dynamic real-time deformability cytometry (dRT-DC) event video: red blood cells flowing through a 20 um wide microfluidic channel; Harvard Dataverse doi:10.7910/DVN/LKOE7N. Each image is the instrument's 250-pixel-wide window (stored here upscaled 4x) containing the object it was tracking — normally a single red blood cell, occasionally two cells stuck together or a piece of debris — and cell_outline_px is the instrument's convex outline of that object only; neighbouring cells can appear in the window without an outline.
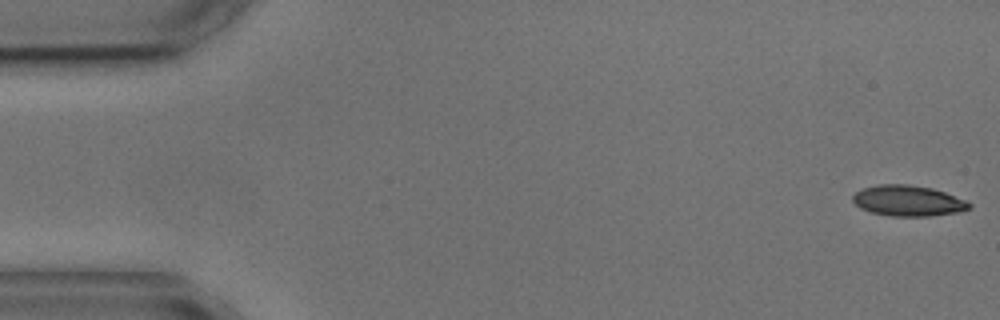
{"species": "common noctule bat (a hibernating species)", "species_latin": "Nyctalus noctula", "temperature_condition": "cold", "stored_images_in_passage": 4, "camera_frame_rate_fps": 3000, "um_per_image_px": 0.085, "animal": {"sex": "male", "body_mass_g": 17.9, "forearm_length_mm": 54.2}, "frame": {"image": 1, "passage_image": 1, "time_ms": 0.0, "image_size_px": [1000, 320], "cell_outline_px": [[972, 208], [960, 212], [932, 216], [888, 216], [872, 212], [860, 208], [852, 200], [852, 196], [856, 192], [864, 188], [876, 184], [908, 184], [932, 188], [944, 192], [964, 200], [972, 204]], "centroid_in_image_um": [77.19, 17.07], "position_along_channel_um": 7.8, "area_um2": 20.92}}
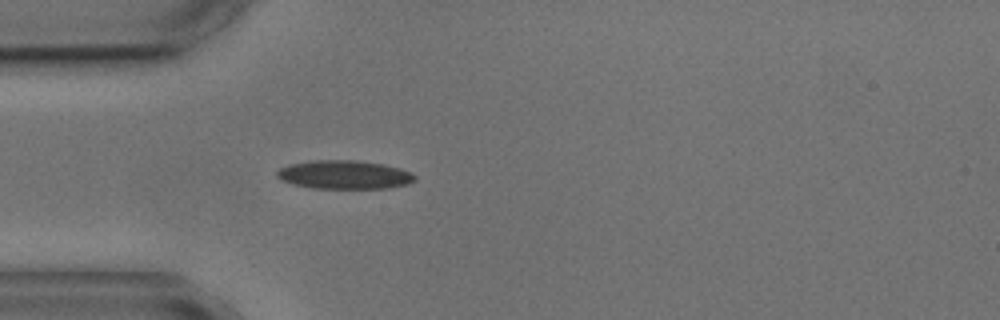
{"frame": {"image": 2, "passage_image": 4, "time_ms": 4.667, "image_size_px": [1000, 320], "cell_outline_px": [[416, 180], [408, 184], [388, 188], [312, 188], [292, 184], [280, 180], [276, 176], [276, 172], [280, 168], [288, 164], [312, 160], [356, 160], [384, 164], [400, 168], [412, 172], [416, 176]], "centroid_in_image_um": [29.27, 14.84], "position_along_channel_um": 55.7, "area_um2": 23.24}}